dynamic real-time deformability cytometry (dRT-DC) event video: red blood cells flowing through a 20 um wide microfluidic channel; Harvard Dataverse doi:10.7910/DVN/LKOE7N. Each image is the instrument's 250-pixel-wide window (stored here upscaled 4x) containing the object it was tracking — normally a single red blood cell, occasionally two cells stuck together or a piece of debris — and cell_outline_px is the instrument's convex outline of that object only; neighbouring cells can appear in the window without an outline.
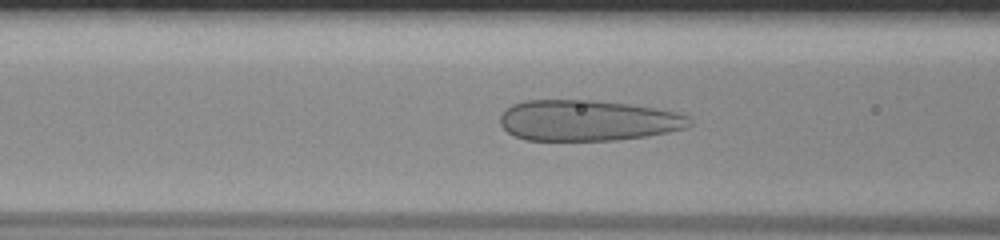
{"species": "human", "species_latin": "Homo sapiens", "temperature_condition": "room temperature", "stored_images_in_passage": 36, "camera_frame_rate_fps": 3000, "um_per_image_px": 0.085, "donor": {"sex": "male"}, "frame": {"image": 1, "passage_image": 6, "time_ms": 1.667, "image_size_px": [1000, 240], "cell_outline_px": [[692, 124], [684, 128], [668, 132], [644, 136], [616, 140], [524, 140], [512, 136], [500, 124], [500, 116], [504, 108], [512, 104], [524, 100], [592, 100], [628, 104], [656, 108], [676, 112], [688, 116], [692, 120]], "centroid_in_image_um": [49.91, 10.23], "position_along_channel_um": 116.7, "area_um2": 45.26}}
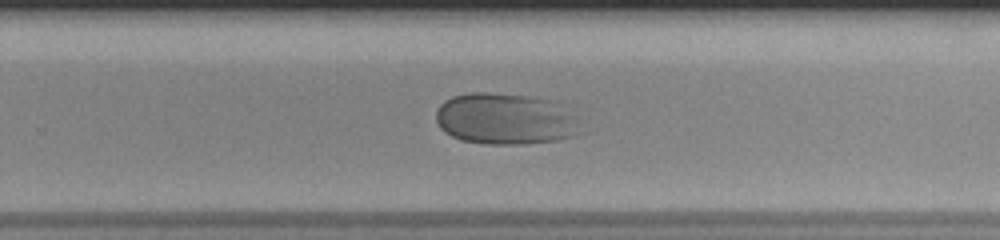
{"frame": {"image": 2, "passage_image": 19, "time_ms": 6.0, "image_size_px": [1000, 240], "cell_outline_px": [[588, 132], [576, 136], [556, 140], [520, 144], [484, 144], [460, 140], [444, 132], [440, 128], [436, 120], [436, 112], [440, 104], [444, 100], [452, 96], [468, 92], [488, 92], [528, 96], [560, 100], [576, 116]], "centroid_in_image_um": [43.06, 10.1], "position_along_channel_um": 286.7, "area_um2": 44.68}}
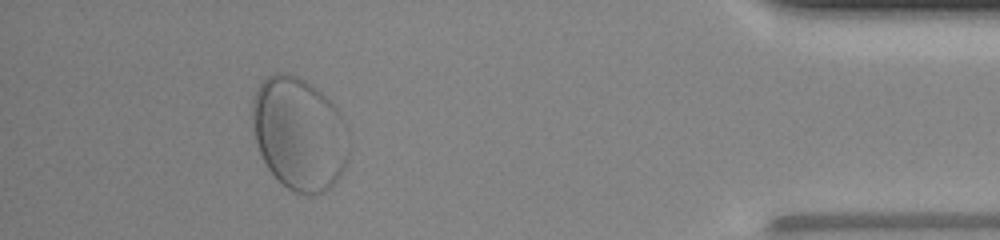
{"frame": {"image": 3, "passage_image": 32, "time_ms": 10.333, "image_size_px": [1000, 240], "cell_outline_px": [[348, 156], [344, 168], [340, 176], [324, 192], [316, 196], [308, 196], [292, 192], [276, 180], [268, 168], [260, 152], [256, 140], [252, 124], [252, 100], [260, 84], [268, 76], [276, 72], [288, 72], [304, 80], [316, 88], [340, 112], [348, 152]], "centroid_in_image_um": [25.39, 11.4], "position_along_channel_um": 409.8, "area_um2": 63.23}}